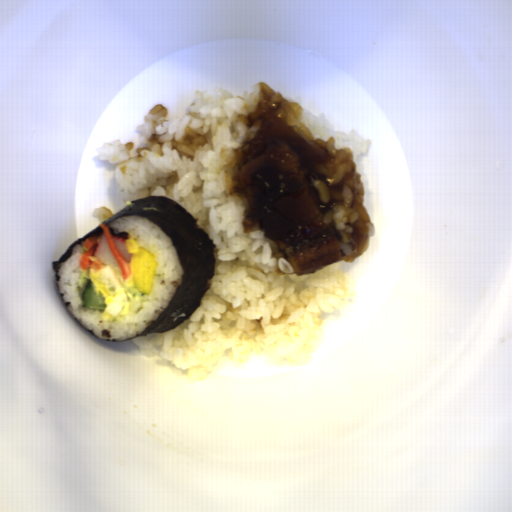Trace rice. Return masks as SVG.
<instances>
[{
	"label": "rice",
	"mask_w": 512,
	"mask_h": 512,
	"mask_svg": "<svg viewBox=\"0 0 512 512\" xmlns=\"http://www.w3.org/2000/svg\"><path fill=\"white\" fill-rule=\"evenodd\" d=\"M118 231H127L138 246L149 250L157 259L153 290L149 296L134 299L120 320H104L102 312L83 307L82 293L90 281V267L80 268L83 242L72 248V254L61 262L56 281L64 302H70L68 312L87 331L106 341H122L141 335L150 328L173 299L184 276V267L172 239L151 220L138 215L119 217L108 223Z\"/></svg>",
	"instance_id": "rice-2"
},
{
	"label": "rice",
	"mask_w": 512,
	"mask_h": 512,
	"mask_svg": "<svg viewBox=\"0 0 512 512\" xmlns=\"http://www.w3.org/2000/svg\"><path fill=\"white\" fill-rule=\"evenodd\" d=\"M92 217H96L97 221L99 222V224L103 225V222L106 221L107 219H109L110 217H112L113 214L108 208L106 207H99V208H95L92 213H91Z\"/></svg>",
	"instance_id": "rice-3"
},
{
	"label": "rice",
	"mask_w": 512,
	"mask_h": 512,
	"mask_svg": "<svg viewBox=\"0 0 512 512\" xmlns=\"http://www.w3.org/2000/svg\"><path fill=\"white\" fill-rule=\"evenodd\" d=\"M194 95L187 114L175 119H169L168 107L155 104L136 126L141 146L119 138L96 150L97 159L115 165L123 202L168 197L216 245L214 275L194 313L163 333L129 340L140 355L159 356L191 381L204 379L223 361L242 365L252 353L306 363L316 351L320 315L334 313L355 295L346 264L364 256L375 234L357 173L372 139L354 128L339 130L323 113L263 81L237 95L220 85ZM268 103L305 141L332 154L319 172L332 187L334 206L325 220L337 230L343 259L314 273L297 275L260 228H242L248 204L238 162L242 145L260 128L246 116Z\"/></svg>",
	"instance_id": "rice-1"
}]
</instances>
